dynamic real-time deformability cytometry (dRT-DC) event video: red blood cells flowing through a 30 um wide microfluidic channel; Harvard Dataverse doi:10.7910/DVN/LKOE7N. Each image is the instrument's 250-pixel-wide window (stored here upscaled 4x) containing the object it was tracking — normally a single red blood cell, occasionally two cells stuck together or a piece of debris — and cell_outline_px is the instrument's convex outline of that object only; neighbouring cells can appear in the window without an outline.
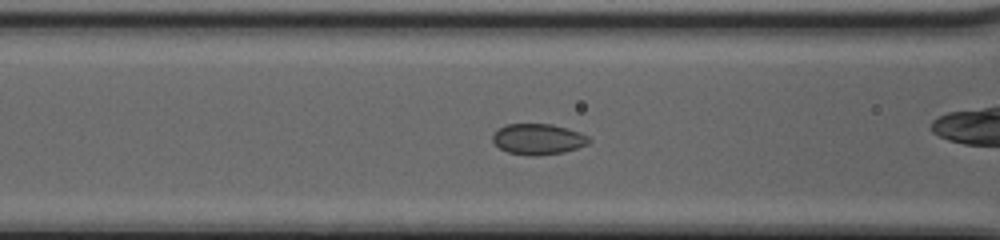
{"species": "common noctule bat (a hibernating species)", "species_latin": "Nyctalus noctula", "temperature_condition": "cold", "stored_images_in_passage": 30, "camera_frame_rate_fps": 3000, "um_per_image_px": 0.085, "animal": {"sex": "female", "body_mass_g": 20.0, "forearm_length_mm": 54.0}, "frame": {"image": 1, "passage_image": 7, "time_ms": 2.0, "image_size_px": [1000, 240], "cell_outline_px": [[592, 140], [588, 144], [564, 152], [536, 156], [528, 156], [508, 152], [500, 148], [492, 140], [492, 136], [496, 128], [504, 124], [552, 124], [568, 128], [580, 132], [588, 136]], "centroid_in_image_um": [45.73, 11.82], "position_along_channel_um": 120.9, "area_um2": 17.51}}
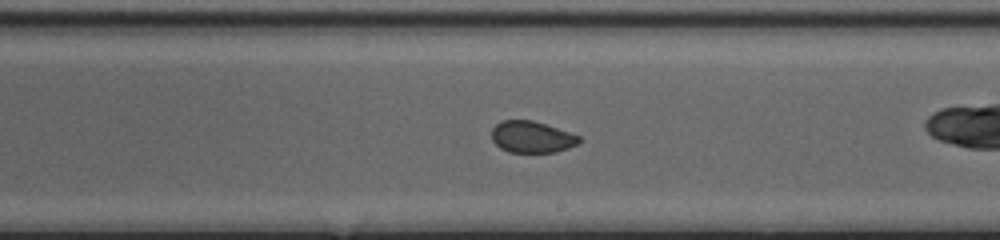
{"frame": {"image": 2, "passage_image": 16, "time_ms": 5.0, "image_size_px": [1000, 240], "cell_outline_px": [[580, 140], [576, 144], [568, 148], [556, 152], [508, 152], [500, 148], [492, 140], [492, 128], [500, 120], [532, 120], [580, 136]], "centroid_in_image_um": [45.16, 11.64], "position_along_channel_um": 243.8, "area_um2": 15.95}}
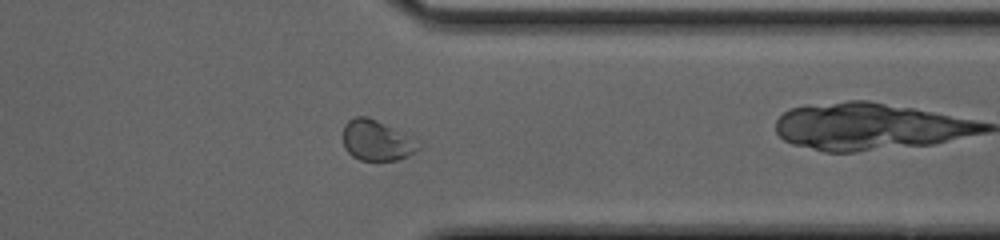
{"frame": {"image": 3, "passage_image": 26, "time_ms": 8.333, "image_size_px": [1000, 240], "cell_outline_px": [[420, 148], [416, 152], [408, 156], [396, 160], [360, 160], [352, 156], [344, 148], [344, 124], [348, 120], [356, 116], [368, 116], [376, 120], [420, 144]], "centroid_in_image_um": [31.96, 11.96], "position_along_channel_um": 379.4, "area_um2": 17.28}}